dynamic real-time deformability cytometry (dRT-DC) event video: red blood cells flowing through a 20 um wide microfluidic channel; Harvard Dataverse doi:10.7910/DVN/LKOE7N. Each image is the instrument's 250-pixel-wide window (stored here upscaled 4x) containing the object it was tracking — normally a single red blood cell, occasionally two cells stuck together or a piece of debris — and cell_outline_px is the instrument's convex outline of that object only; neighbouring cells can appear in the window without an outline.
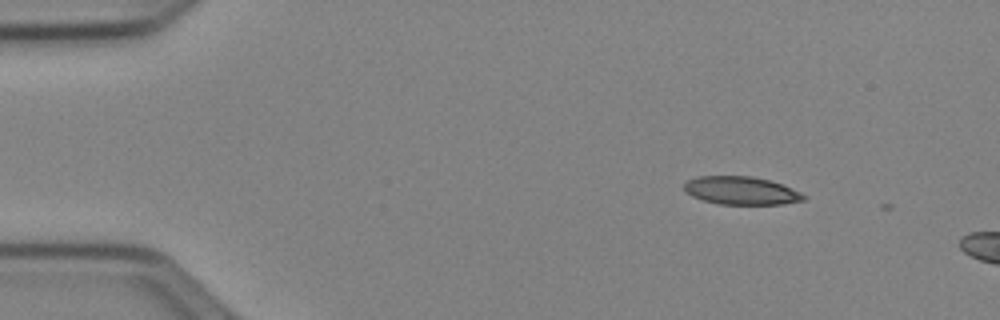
{"species": "Egyptian fruit bat (a non-hibernating species)", "species_latin": "Rousettus aegyptiacus", "temperature_condition": "cold", "stored_images_in_passage": 3, "camera_frame_rate_fps": 3000, "um_per_image_px": 0.085, "animal": {"sex": "female"}, "frame": {"image": 1, "passage_image": 2, "time_ms": 0.333, "image_size_px": [1000, 320], "cell_outline_px": [[808, 196], [804, 200], [784, 204], [720, 204], [704, 200], [692, 196], [684, 188], [684, 184], [688, 180], [696, 176], [752, 176], [768, 180], [780, 184], [800, 192]], "centroid_in_image_um": [63.01, 16.2], "position_along_channel_um": 22.0, "area_um2": 19.36}}